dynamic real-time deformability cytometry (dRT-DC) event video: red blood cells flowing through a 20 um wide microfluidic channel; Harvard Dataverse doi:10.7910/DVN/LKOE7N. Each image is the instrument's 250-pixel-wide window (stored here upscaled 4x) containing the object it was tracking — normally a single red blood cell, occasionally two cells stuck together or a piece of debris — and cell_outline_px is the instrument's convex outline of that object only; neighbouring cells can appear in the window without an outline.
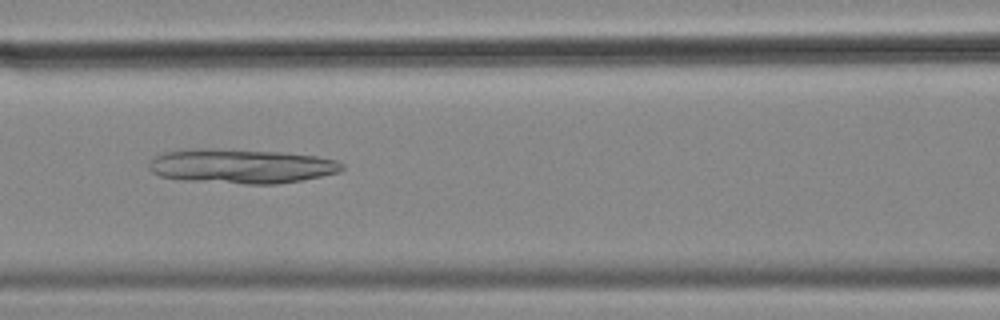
{"species": "common noctule bat (a hibernating species)", "species_latin": "Nyctalus noctula", "temperature_condition": "cold", "stored_images_in_passage": 9, "camera_frame_rate_fps": 3000, "um_per_image_px": 0.085, "animal": {"sex": "female", "body_mass_g": 18.4}, "frame": {"image": 1, "passage_image": 6, "time_ms": 1.667, "image_size_px": [1000, 320], "cell_outline_px": [[344, 168], [340, 172], [300, 180], [276, 184], [244, 184], [180, 180], [160, 176], [152, 172], [148, 168], [148, 164], [156, 156], [164, 152], [184, 148], [208, 148], [284, 152], [316, 156], [336, 160], [344, 164]], "centroid_in_image_um": [20.47, 14.12], "position_along_channel_um": 146.1, "area_um2": 39.07}}
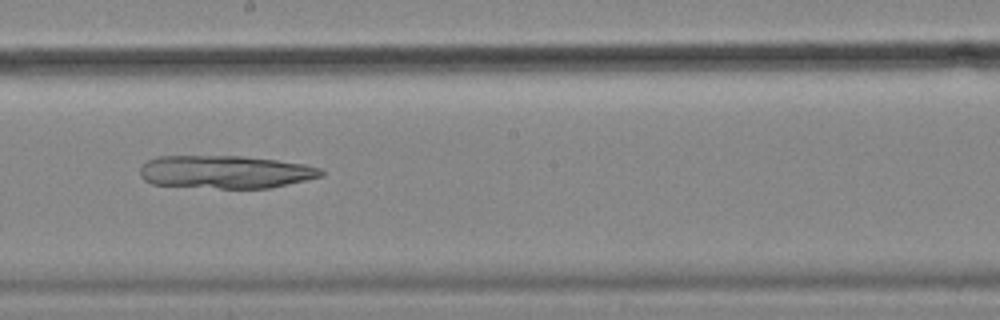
{"frame": {"image": 2, "passage_image": 8, "time_ms": 2.333, "image_size_px": [1000, 320], "cell_outline_px": [[324, 176], [268, 188], [220, 188], [152, 184], [144, 180], [140, 176], [140, 168], [148, 160], [160, 156], [244, 156], [276, 160], [304, 164], [320, 168], [324, 172]], "centroid_in_image_um": [19.16, 14.61], "position_along_channel_um": 229.0, "area_um2": 34.62}}
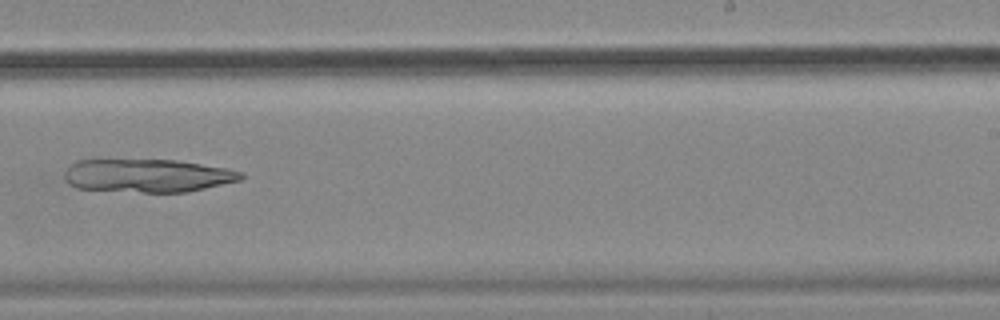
{"frame": {"image": 3, "passage_image": 9, "time_ms": 2.667, "image_size_px": [1000, 320], "cell_outline_px": [[244, 176], [240, 180], [188, 192], [144, 192], [76, 188], [68, 184], [64, 180], [64, 172], [76, 160], [176, 160], [228, 168], [244, 172]], "centroid_in_image_um": [12.55, 14.93], "position_along_channel_um": 276.5, "area_um2": 34.16}}